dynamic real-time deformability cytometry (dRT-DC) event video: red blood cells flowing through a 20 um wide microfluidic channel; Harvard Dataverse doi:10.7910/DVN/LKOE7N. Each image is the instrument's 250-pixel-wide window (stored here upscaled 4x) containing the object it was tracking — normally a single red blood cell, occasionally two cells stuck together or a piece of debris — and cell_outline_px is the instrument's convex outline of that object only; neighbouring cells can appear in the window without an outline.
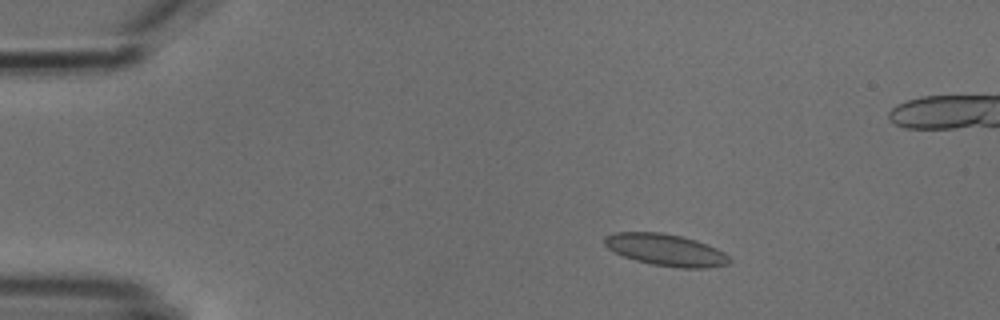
{"species": "common noctule bat (a hibernating species)", "species_latin": "Nyctalus noctula", "temperature_condition": "cold", "stored_images_in_passage": 6, "camera_frame_rate_fps": 3000, "um_per_image_px": 0.085, "animal": {"sex": "male", "body_mass_g": 18.8}, "frame": {"image": 1, "passage_image": 3, "time_ms": 2.333, "image_size_px": [1000, 320], "cell_outline_px": [[732, 260], [728, 264], [708, 268], [680, 268], [652, 264], [636, 260], [624, 256], [608, 248], [604, 244], [604, 236], [616, 232], [660, 232], [680, 236], [696, 240], [708, 244], [724, 252]], "centroid_in_image_um": [56.61, 21.24], "position_along_channel_um": 28.4, "area_um2": 23.12}}